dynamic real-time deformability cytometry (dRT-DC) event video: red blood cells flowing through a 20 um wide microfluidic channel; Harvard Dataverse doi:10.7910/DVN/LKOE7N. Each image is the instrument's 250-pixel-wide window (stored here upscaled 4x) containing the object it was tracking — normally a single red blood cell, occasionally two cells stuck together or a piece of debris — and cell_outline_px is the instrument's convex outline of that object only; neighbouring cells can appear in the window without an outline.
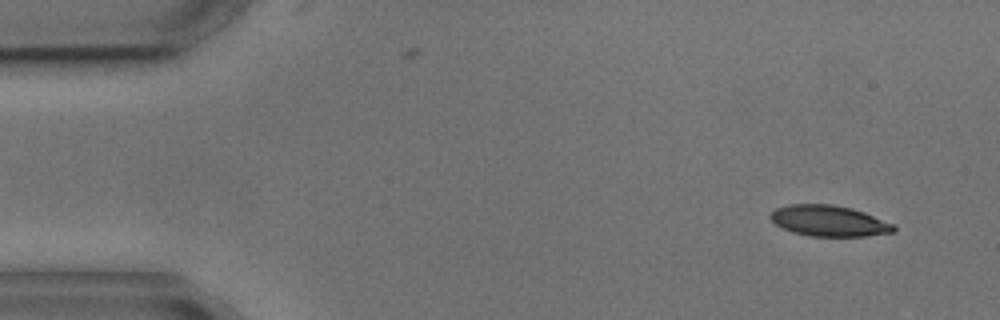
{"species": "common noctule bat (a hibernating species)", "species_latin": "Nyctalus noctula", "temperature_condition": "cold", "stored_images_in_passage": 4, "camera_frame_rate_fps": 3000, "um_per_image_px": 0.085, "animal": {"sex": "male", "body_mass_g": 17.9, "forearm_length_mm": 54.2}, "frame": {"image": 1, "passage_image": 1, "time_ms": 0.0, "image_size_px": [1000, 320], "cell_outline_px": [[896, 232], [868, 236], [808, 236], [792, 232], [776, 224], [768, 216], [776, 208], [788, 204], [832, 204], [852, 208], [864, 212], [896, 224]], "centroid_in_image_um": [70.51, 18.77], "position_along_channel_um": 14.5, "area_um2": 22.43}}
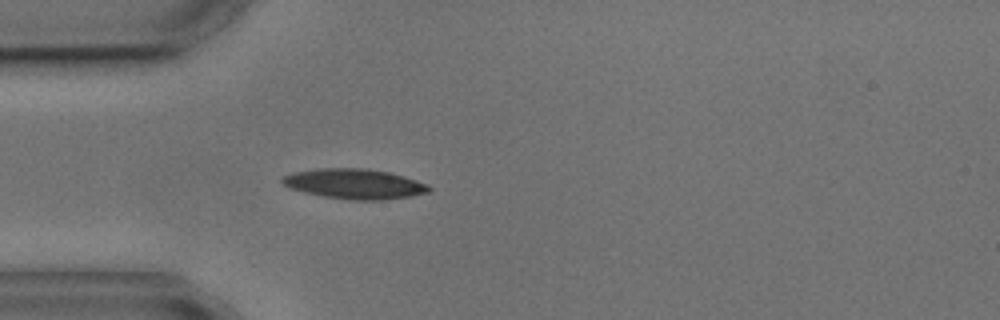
{"frame": {"image": 2, "passage_image": 4, "time_ms": 3.667, "image_size_px": [1000, 320], "cell_outline_px": [[432, 188], [428, 192], [408, 196], [380, 200], [352, 200], [324, 196], [304, 192], [292, 188], [284, 184], [280, 180], [284, 176], [292, 172], [316, 168], [368, 168], [388, 172], [404, 176], [428, 184]], "centroid_in_image_um": [30.13, 15.61], "position_along_channel_um": 54.9, "area_um2": 25.55}}